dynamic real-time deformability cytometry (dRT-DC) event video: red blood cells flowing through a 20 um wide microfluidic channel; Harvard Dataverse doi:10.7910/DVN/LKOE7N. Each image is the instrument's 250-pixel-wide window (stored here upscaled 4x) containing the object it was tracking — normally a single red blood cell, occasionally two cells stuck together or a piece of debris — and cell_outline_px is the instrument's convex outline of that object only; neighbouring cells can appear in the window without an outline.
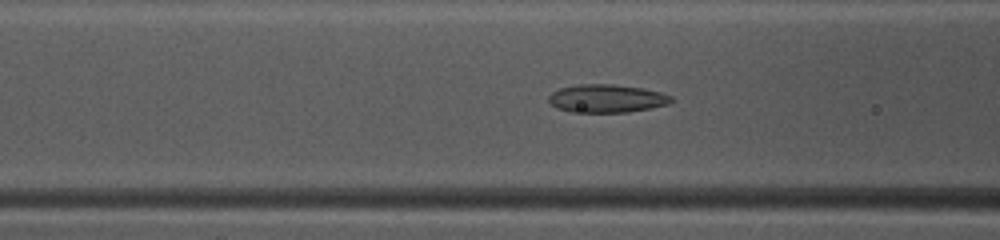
{"species": "common noctule bat (a hibernating species)", "species_latin": "Nyctalus noctula", "temperature_condition": "warm", "stored_images_in_passage": 48, "camera_frame_rate_fps": 3000, "um_per_image_px": 0.085, "animal": {"sex": "female", "body_mass_g": 10.0, "forearm_length_mm": 53.1}, "frame": {"image": 1, "passage_image": 19, "time_ms": 6.0, "image_size_px": [1000, 240], "cell_outline_px": [[672, 100], [668, 104], [628, 112], [572, 112], [556, 108], [548, 100], [548, 96], [552, 92], [560, 88], [576, 84], [612, 84], [644, 88], [660, 92], [672, 96]], "centroid_in_image_um": [51.54, 8.36], "position_along_channel_um": 115.1, "area_um2": 20.06}}
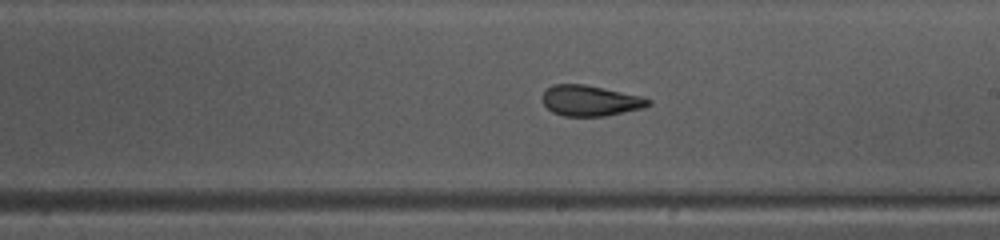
{"frame": {"image": 2, "passage_image": 28, "time_ms": 9.0, "image_size_px": [1000, 240], "cell_outline_px": [[652, 104], [644, 108], [604, 116], [564, 116], [552, 112], [540, 100], [540, 96], [544, 88], [552, 84], [584, 84], [640, 96], [652, 100]], "centroid_in_image_um": [50.11, 8.55], "position_along_channel_um": 238.9, "area_um2": 19.13}}
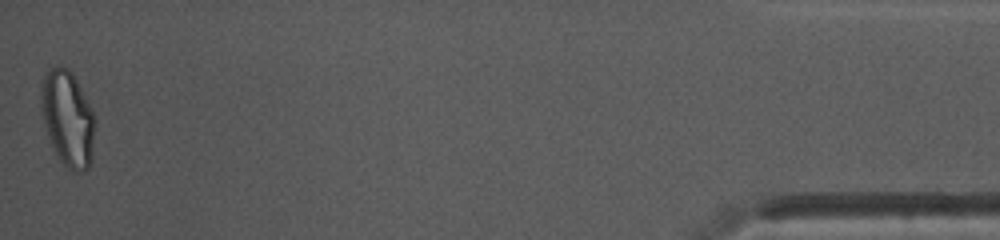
{"frame": {"image": 3, "passage_image": 48, "time_ms": 15.667, "image_size_px": [1000, 240], "cell_outline_px": [[96, 120], [92, 160], [88, 168], [80, 172], [72, 172], [64, 168], [48, 136], [44, 124], [40, 104], [40, 84], [48, 68], [68, 68], [72, 72]], "centroid_in_image_um": [5.75, 10.12], "position_along_channel_um": 429.5, "area_um2": 30.11}, "authors_computed_cell_mechanics": {"area_um2": 21.097, "velocity_mm_per_s": 4.1223, "shape_relaxation_time_tau1_ms": null, "shape_relaxation_time_tau2_ms": 1.7118, "deformation_change_tau1": null, "deformation_change_tau2": 0.0983}}